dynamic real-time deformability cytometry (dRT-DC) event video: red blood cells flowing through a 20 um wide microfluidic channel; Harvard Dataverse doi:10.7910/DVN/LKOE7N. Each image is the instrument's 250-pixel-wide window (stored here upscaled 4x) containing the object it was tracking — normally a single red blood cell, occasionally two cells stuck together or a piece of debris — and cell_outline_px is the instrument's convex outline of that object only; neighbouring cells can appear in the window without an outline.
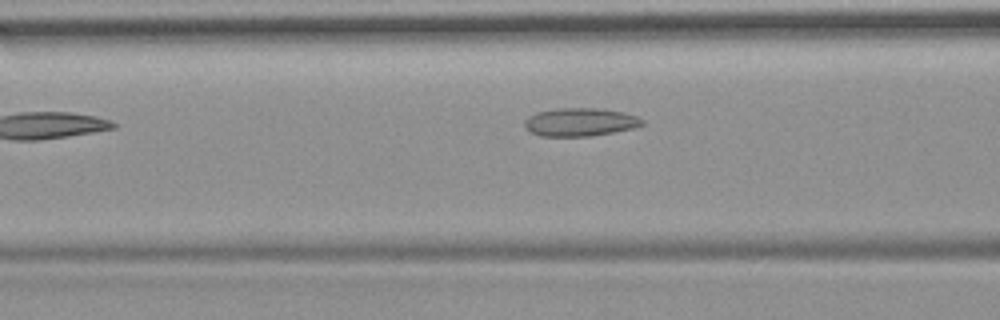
{"species": "common noctule bat (a hibernating species)", "species_latin": "Nyctalus noctula", "temperature_condition": "room temperature", "stored_images_in_passage": 5, "camera_frame_rate_fps": 3000, "um_per_image_px": 0.085, "animal": {"sex": "female", "body_mass_g": 19.9}, "frame": {"image": 1, "passage_image": 3, "time_ms": 2.333, "image_size_px": [1000, 320], "cell_outline_px": [[644, 124], [632, 128], [592, 136], [540, 136], [524, 128], [524, 120], [528, 116], [536, 112], [556, 108], [600, 108], [624, 112], [636, 116], [644, 120]], "centroid_in_image_um": [49.28, 10.37], "position_along_channel_um": 117.3, "area_um2": 19.42}}